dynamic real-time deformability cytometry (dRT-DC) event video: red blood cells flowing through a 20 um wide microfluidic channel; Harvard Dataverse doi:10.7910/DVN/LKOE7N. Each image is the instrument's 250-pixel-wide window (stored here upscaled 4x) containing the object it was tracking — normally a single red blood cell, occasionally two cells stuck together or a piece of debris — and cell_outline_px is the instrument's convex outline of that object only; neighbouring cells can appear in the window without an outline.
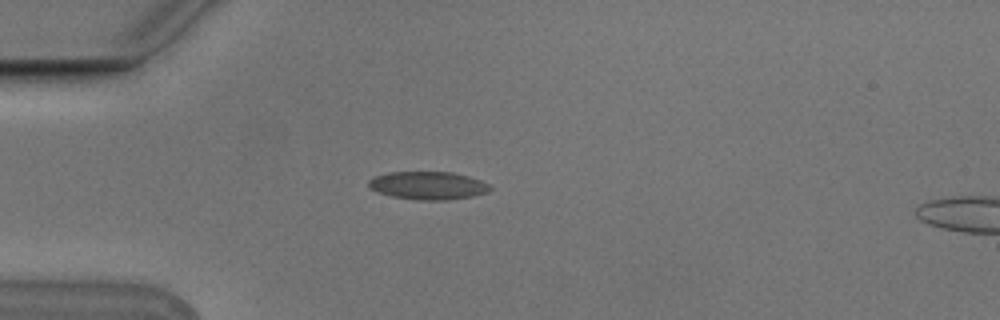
{"species": "Egyptian fruit bat (a non-hibernating species)", "species_latin": "Rousettus aegyptiacus", "temperature_condition": "cold", "stored_images_in_passage": 4, "camera_frame_rate_fps": 3000, "um_per_image_px": 0.085, "animal": {"sex": "male"}, "frame": {"image": 1, "passage_image": 3, "time_ms": 0.667, "image_size_px": [1000, 320], "cell_outline_px": [[492, 188], [488, 192], [472, 196], [448, 200], [416, 200], [392, 196], [368, 188], [368, 180], [372, 176], [392, 172], [452, 172], [468, 176], [480, 180], [488, 184]], "centroid_in_image_um": [36.37, 15.77], "position_along_channel_um": 48.6, "area_um2": 19.83}}